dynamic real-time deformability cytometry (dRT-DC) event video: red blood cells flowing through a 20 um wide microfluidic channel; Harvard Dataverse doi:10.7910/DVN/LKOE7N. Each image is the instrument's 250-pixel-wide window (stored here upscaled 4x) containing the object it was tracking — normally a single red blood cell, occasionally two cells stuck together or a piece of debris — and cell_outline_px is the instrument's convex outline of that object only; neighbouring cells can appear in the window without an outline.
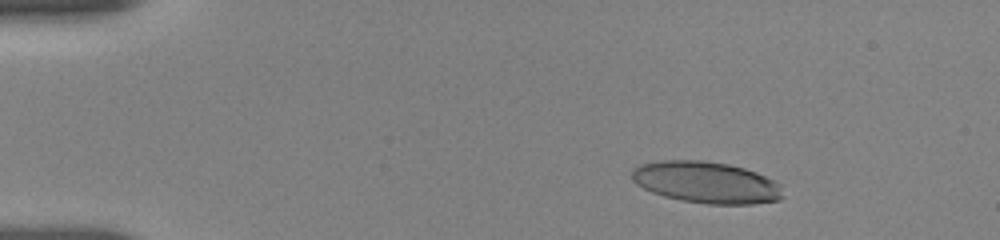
{"species": "human", "species_latin": "Homo sapiens", "temperature_condition": "room temperature", "stored_images_in_passage": 56, "camera_frame_rate_fps": 3000, "um_per_image_px": 0.085, "donor": {"sex": "female"}, "frame": {"image": 1, "passage_image": 9, "time_ms": 2.667, "image_size_px": [1000, 240], "cell_outline_px": [[784, 196], [780, 200], [752, 204], [708, 204], [680, 200], [664, 196], [652, 192], [636, 184], [632, 180], [632, 168], [640, 164], [660, 160], [704, 160], [728, 164], [744, 168], [756, 172], [780, 184]], "centroid_in_image_um": [60.02, 15.5], "position_along_channel_um": 25.0, "area_um2": 36.76}}
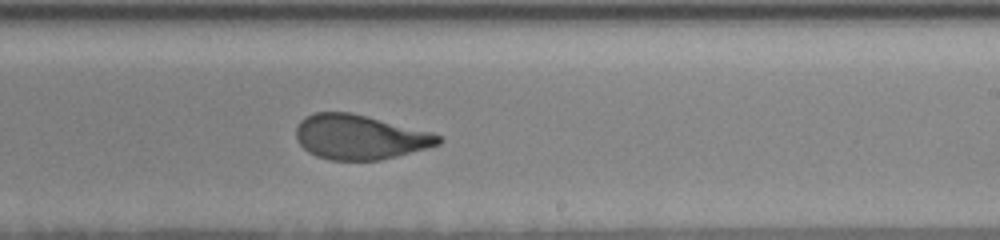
{"frame": {"image": 2, "passage_image": 35, "time_ms": 11.333, "image_size_px": [1000, 240], "cell_outline_px": [[444, 140], [440, 144], [396, 156], [380, 160], [332, 160], [316, 156], [308, 152], [296, 140], [296, 128], [300, 120], [316, 112], [352, 112], [432, 132], [440, 136]], "centroid_in_image_um": [30.57, 11.64], "position_along_channel_um": 258.4, "area_um2": 36.99}}
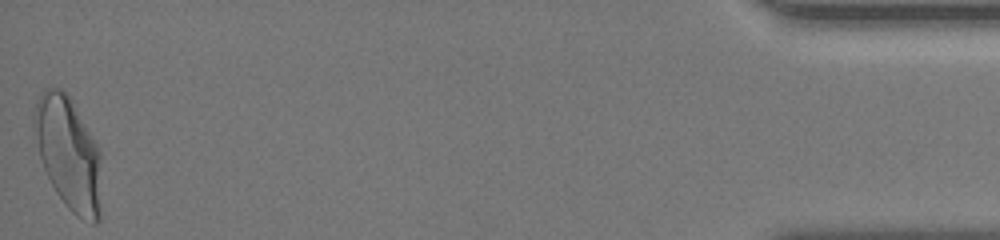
{"frame": {"image": 3, "passage_image": 56, "time_ms": 18.333, "image_size_px": [1000, 240], "cell_outline_px": [[100, 220], [96, 224], [92, 224], [76, 216], [68, 208], [56, 192], [44, 168], [40, 156], [32, 124], [32, 120], [36, 104], [44, 88], [60, 88], [68, 96], [96, 144], [100, 152]], "centroid_in_image_um": [5.81, 13.08], "position_along_channel_um": 429.4, "area_um2": 43.47}, "authors_computed_cell_mechanics": {"area_um2": 37.4544, "velocity_mm_per_s": 3.6503, "shape_relaxation_time_tau1_ms": 4.7806, "shape_relaxation_time_tau2_ms": 1.3584, "deformation_change_tau1": 0.1987, "deformation_change_tau2": 0.0686}}